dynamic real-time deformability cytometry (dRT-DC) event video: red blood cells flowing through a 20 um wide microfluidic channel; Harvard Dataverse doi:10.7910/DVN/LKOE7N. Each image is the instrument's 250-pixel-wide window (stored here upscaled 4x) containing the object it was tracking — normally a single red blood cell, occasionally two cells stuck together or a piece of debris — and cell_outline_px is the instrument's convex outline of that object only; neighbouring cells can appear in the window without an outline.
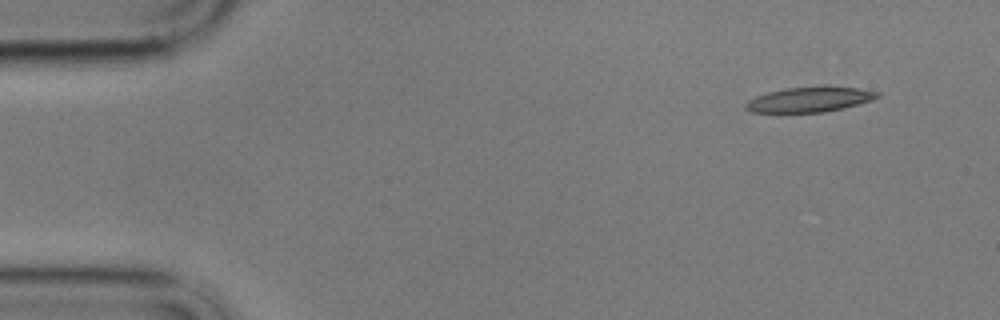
{"species": "common noctule bat (a hibernating species)", "species_latin": "Nyctalus noctula", "temperature_condition": "cold", "stored_images_in_passage": 10, "camera_frame_rate_fps": 3000, "um_per_image_px": 0.085, "animal": {"sex": "male", "body_mass_g": 17.9}, "frame": {"image": 1, "passage_image": 1, "time_ms": 0.0, "image_size_px": [1000, 320], "cell_outline_px": [[880, 96], [872, 100], [844, 108], [824, 112], [780, 116], [752, 112], [744, 108], [744, 104], [748, 100], [756, 96], [768, 92], [784, 88], [824, 84], [828, 84], [860, 88], [880, 92]], "centroid_in_image_um": [68.75, 8.47], "position_along_channel_um": 16.2, "area_um2": 20.92}}